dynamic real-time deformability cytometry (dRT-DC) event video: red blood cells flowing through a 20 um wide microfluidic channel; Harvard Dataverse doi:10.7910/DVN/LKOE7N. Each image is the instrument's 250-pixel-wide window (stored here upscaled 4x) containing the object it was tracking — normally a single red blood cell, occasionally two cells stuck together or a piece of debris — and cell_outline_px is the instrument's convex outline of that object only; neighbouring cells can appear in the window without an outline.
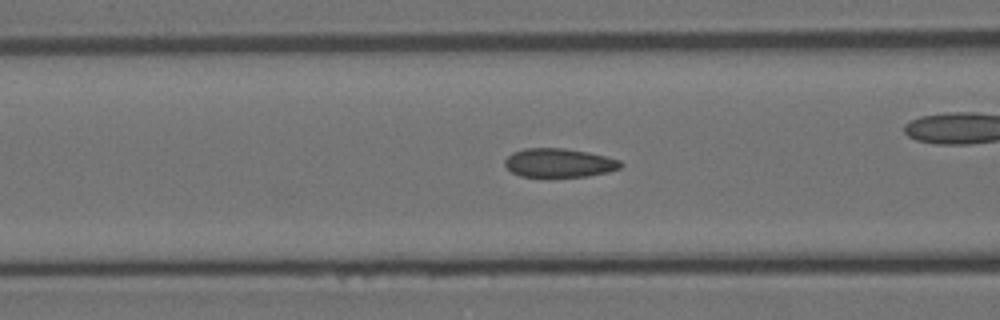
{"species": "Egyptian fruit bat (a non-hibernating species)", "species_latin": "Rousettus aegyptiacus", "temperature_condition": "room temperature", "stored_images_in_passage": 48, "camera_frame_rate_fps": 3000, "um_per_image_px": 0.085, "animal": {"sex": "female"}, "frame": {"image": 1, "passage_image": 23, "time_ms": 7.333, "image_size_px": [1000, 320], "cell_outline_px": [[624, 164], [620, 168], [608, 172], [588, 176], [520, 176], [512, 172], [504, 164], [504, 160], [512, 152], [524, 148], [564, 148], [588, 152], [620, 160]], "centroid_in_image_um": [47.52, 13.83], "position_along_channel_um": 119.1, "area_um2": 19.36}}
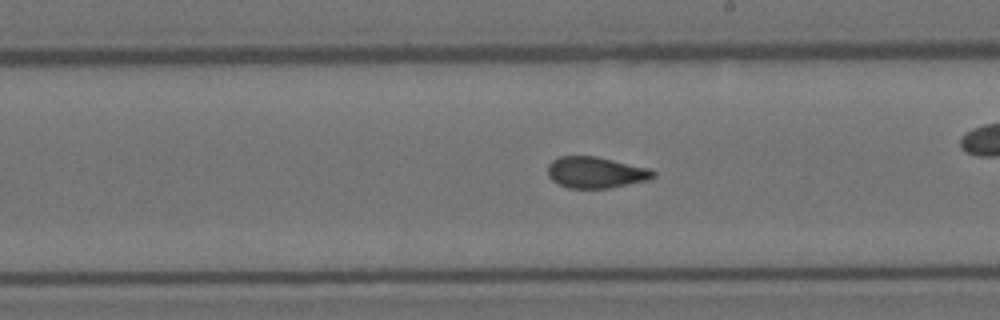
{"frame": {"image": 2, "passage_image": 33, "time_ms": 10.667, "image_size_px": [1000, 320], "cell_outline_px": [[656, 176], [648, 180], [608, 188], [568, 188], [552, 180], [548, 176], [548, 164], [552, 160], [560, 156], [596, 156], [648, 168], [656, 172]], "centroid_in_image_um": [50.63, 14.65], "position_along_channel_um": 238.4, "area_um2": 19.13}}
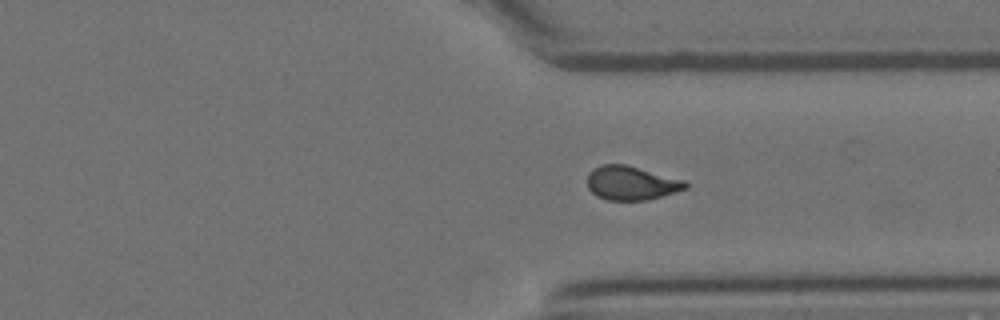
{"frame": {"image": 3, "passage_image": 43, "time_ms": 14.0, "image_size_px": [1000, 320], "cell_outline_px": [[688, 188], [648, 200], [608, 200], [596, 196], [588, 188], [588, 172], [592, 168], [600, 164], [624, 164], [684, 180], [688, 184]], "centroid_in_image_um": [53.63, 15.56], "position_along_channel_um": 357.8, "area_um2": 19.36}, "authors_computed_cell_mechanics": {"area_um2": 20.0277, "velocity_mm_per_s": 3.5817, "shape_relaxation_time_tau1_ms": null, "shape_relaxation_time_tau2_ms": 1.4381, "deformation_change_tau1": null, "deformation_change_tau2": 0.0509}}